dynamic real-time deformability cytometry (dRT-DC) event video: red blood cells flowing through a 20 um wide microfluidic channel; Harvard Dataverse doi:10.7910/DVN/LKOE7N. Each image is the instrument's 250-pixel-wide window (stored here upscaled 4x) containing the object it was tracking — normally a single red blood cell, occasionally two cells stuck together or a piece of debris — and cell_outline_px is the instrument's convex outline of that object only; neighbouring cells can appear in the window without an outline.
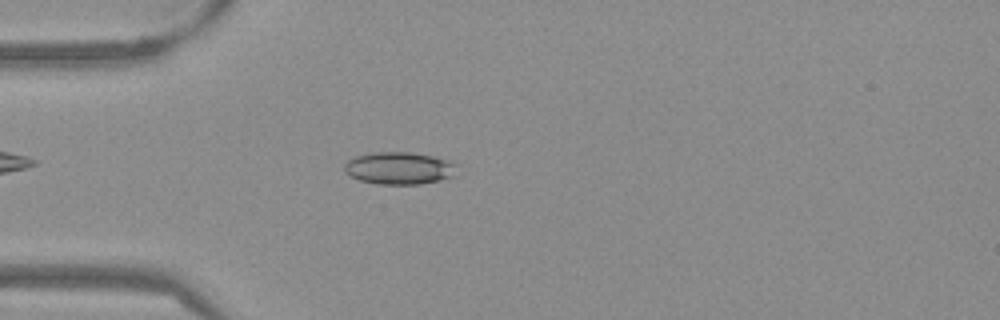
{"species": "Egyptian fruit bat (a non-hibernating species)", "species_latin": "Rousettus aegyptiacus", "temperature_condition": "warm", "stored_images_in_passage": 45, "camera_frame_rate_fps": 3000, "um_per_image_px": 0.085, "frame": {"image": 1, "passage_image": 7, "time_ms": 2.0, "image_size_px": [1000, 320], "cell_outline_px": [[456, 176], [440, 180], [420, 184], [376, 184], [360, 180], [344, 172], [344, 164], [348, 160], [356, 156], [376, 152], [408, 152], [432, 156], [452, 160], [456, 164]], "centroid_in_image_um": [33.97, 14.3], "position_along_channel_um": 51.0, "area_um2": 21.33}}
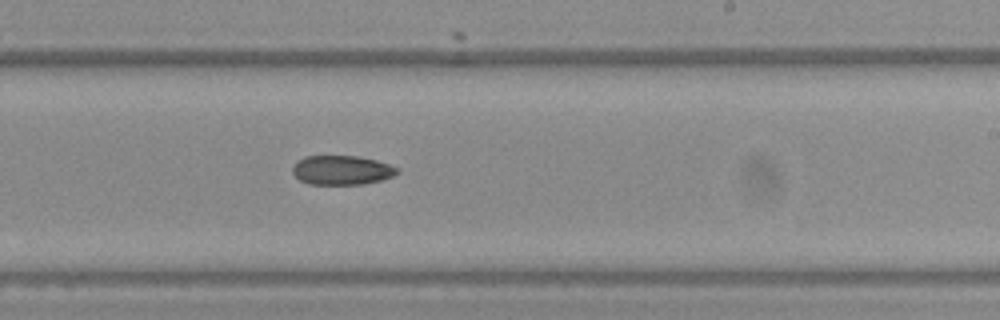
{"frame": {"image": 2, "passage_image": 24, "time_ms": 7.667, "image_size_px": [1000, 320], "cell_outline_px": [[400, 172], [392, 176], [380, 180], [364, 184], [308, 184], [300, 180], [292, 172], [292, 168], [296, 160], [304, 156], [356, 156], [376, 160], [400, 168]], "centroid_in_image_um": [29.04, 14.46], "position_along_channel_um": 260.0, "area_um2": 17.92}}
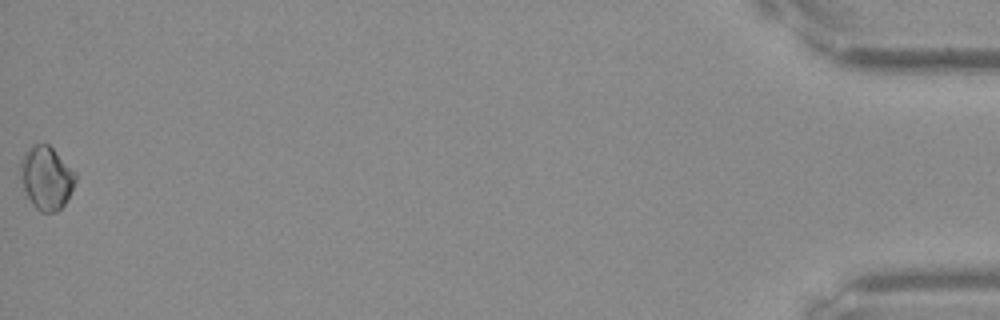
{"frame": {"image": 3, "passage_image": 45, "time_ms": 14.667, "image_size_px": [1000, 320], "cell_outline_px": [[76, 180], [64, 204], [56, 212], [40, 212], [32, 204], [24, 188], [20, 176], [20, 160], [24, 152], [36, 144], [48, 144], [76, 172]], "centroid_in_image_um": [3.93, 15.12], "position_along_channel_um": 431.3, "area_um2": 20.0}, "authors_computed_cell_mechanics": {"area_um2": 18.8428, "velocity_mm_per_s": 3.8502, "shape_relaxation_time_tau1_ms": null, "shape_relaxation_time_tau2_ms": 10.9139, "deformation_change_tau1": null, "deformation_change_tau2": 0.1272}}